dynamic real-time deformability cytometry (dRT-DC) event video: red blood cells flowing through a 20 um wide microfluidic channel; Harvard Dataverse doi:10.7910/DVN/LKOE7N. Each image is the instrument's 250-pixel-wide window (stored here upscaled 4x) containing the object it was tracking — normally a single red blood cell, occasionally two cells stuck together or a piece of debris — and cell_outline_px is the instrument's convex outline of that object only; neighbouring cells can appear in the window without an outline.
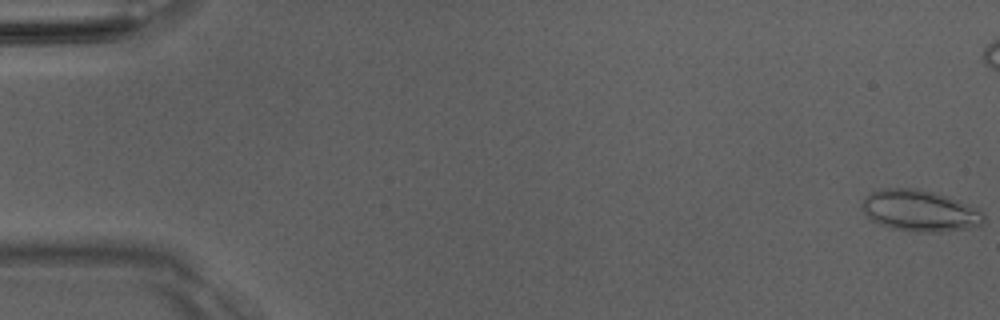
{"species": "Egyptian fruit bat (a non-hibernating species)", "species_latin": "Rousettus aegyptiacus", "temperature_condition": "room temperature", "stored_images_in_passage": 7, "camera_frame_rate_fps": 3000, "um_per_image_px": 0.085, "animal": {"sex": "male"}, "frame": {"image": 1, "passage_image": 1, "time_ms": 0.0, "image_size_px": [1000, 320], "cell_outline_px": [[984, 224], [968, 228], [940, 232], [920, 232], [892, 228], [880, 224], [872, 220], [860, 208], [860, 204], [872, 192], [880, 188], [916, 188], [948, 196], [960, 200], [976, 208], [984, 216]], "centroid_in_image_um": [78.18, 17.91], "position_along_channel_um": 6.8, "area_um2": 29.25}}